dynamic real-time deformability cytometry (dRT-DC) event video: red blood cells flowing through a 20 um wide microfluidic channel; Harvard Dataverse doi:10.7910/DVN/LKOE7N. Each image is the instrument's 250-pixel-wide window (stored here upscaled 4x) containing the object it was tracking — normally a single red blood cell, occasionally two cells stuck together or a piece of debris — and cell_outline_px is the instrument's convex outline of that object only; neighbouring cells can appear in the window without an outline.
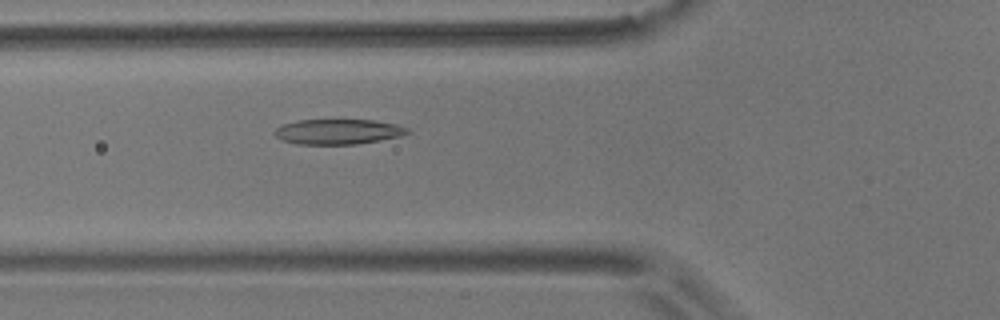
{"species": "common noctule bat (a hibernating species)", "species_latin": "Nyctalus noctula", "temperature_condition": "room temperature", "stored_images_in_passage": 38, "camera_frame_rate_fps": 3000, "um_per_image_px": 0.085, "animal": {"sex": "male", "body_mass_g": 17.9}, "frame": {"image": 1, "passage_image": 6, "time_ms": 1.667, "image_size_px": [1000, 320], "cell_outline_px": [[412, 132], [400, 136], [380, 140], [356, 144], [296, 144], [280, 140], [272, 132], [276, 128], [284, 124], [300, 120], [376, 120], [396, 124], [408, 128]], "centroid_in_image_um": [28.74, 11.19], "position_along_channel_um": 97.1, "area_um2": 19.54}}
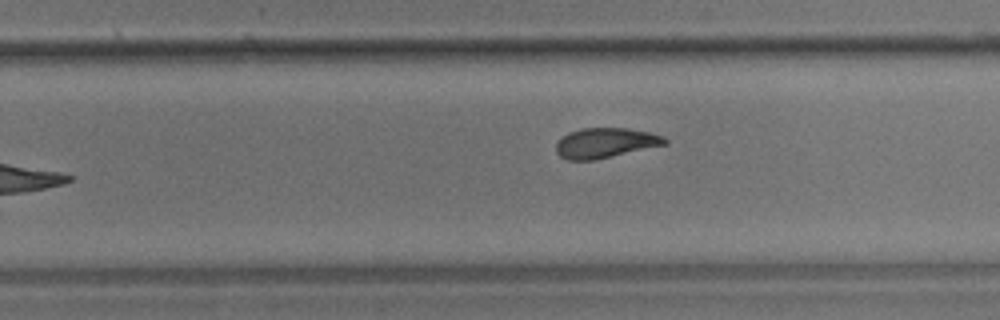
{"frame": {"image": 2, "passage_image": 21, "time_ms": 6.667, "image_size_px": [1000, 320], "cell_outline_px": [[668, 144], [592, 160], [568, 160], [560, 156], [556, 152], [556, 144], [568, 132], [580, 128], [628, 128], [648, 132], [664, 136], [668, 140]], "centroid_in_image_um": [51.46, 12.14], "position_along_channel_um": 278.3, "area_um2": 18.9}}
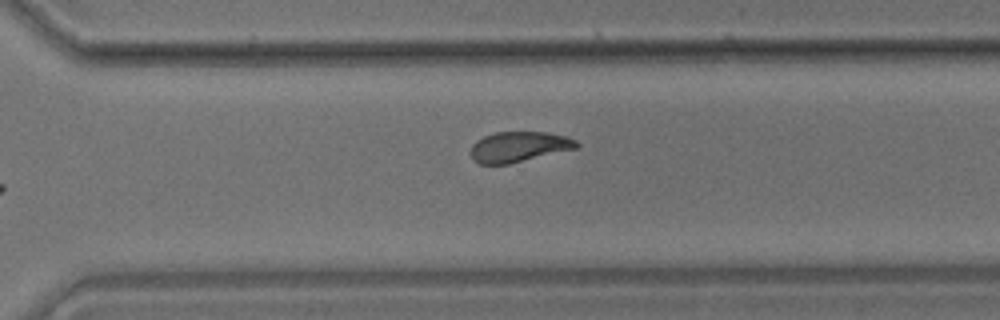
{"frame": {"image": 3, "passage_image": 25, "time_ms": 8.0, "image_size_px": [1000, 320], "cell_outline_px": [[580, 144], [576, 148], [508, 164], [480, 164], [472, 160], [472, 144], [476, 140], [484, 136], [496, 132], [544, 132], [564, 136], [576, 140]], "centroid_in_image_um": [44.07, 12.47], "position_along_channel_um": 326.5, "area_um2": 18.5}, "authors_computed_cell_mechanics": {"area_um2": 19.5653, "velocity_mm_per_s": 3.6197, "shape_relaxation_time_tau1_ms": 6.6195, "shape_relaxation_time_tau2_ms": 2.7512, "deformation_change_tau1": 0.2017, "deformation_change_tau2": 0.0964}}